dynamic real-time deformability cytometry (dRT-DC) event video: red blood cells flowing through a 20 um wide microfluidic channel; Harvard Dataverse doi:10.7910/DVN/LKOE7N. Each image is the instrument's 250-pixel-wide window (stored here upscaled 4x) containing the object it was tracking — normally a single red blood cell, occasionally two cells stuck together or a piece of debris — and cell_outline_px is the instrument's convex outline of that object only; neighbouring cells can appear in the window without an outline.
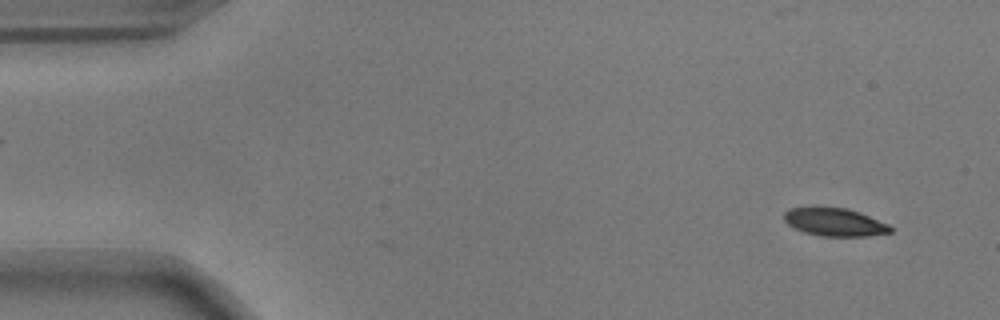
{"species": "common noctule bat (a hibernating species)", "species_latin": "Nyctalus noctula", "temperature_condition": "warm", "stored_images_in_passage": 2, "camera_frame_rate_fps": 3000, "um_per_image_px": 0.085, "animal": {"sex": "male", "body_mass_g": 17.9}, "frame": {"image": 1, "passage_image": 2, "time_ms": 0.333, "image_size_px": [1000, 320], "cell_outline_px": [[892, 232], [868, 236], [820, 236], [804, 232], [788, 224], [784, 220], [784, 212], [788, 208], [812, 204], [816, 204], [848, 208], [860, 212], [888, 224], [892, 228]], "centroid_in_image_um": [70.88, 18.82], "position_along_channel_um": 14.1, "area_um2": 18.09}}